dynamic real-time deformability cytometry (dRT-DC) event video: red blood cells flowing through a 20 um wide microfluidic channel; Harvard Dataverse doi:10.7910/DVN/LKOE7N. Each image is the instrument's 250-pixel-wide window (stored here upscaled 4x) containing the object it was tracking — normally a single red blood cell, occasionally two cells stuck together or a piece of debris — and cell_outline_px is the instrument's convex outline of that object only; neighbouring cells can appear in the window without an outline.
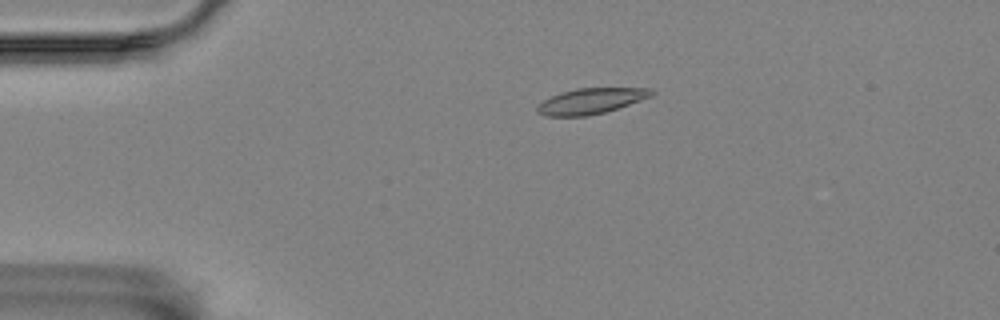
{"species": "Egyptian fruit bat (a non-hibernating species)", "species_latin": "Rousettus aegyptiacus", "temperature_condition": "room temperature", "stored_images_in_passage": 5, "camera_frame_rate_fps": 3000, "um_per_image_px": 0.085, "animal": {"sex": "female"}, "frame": {"image": 1, "passage_image": 4, "time_ms": 3.333, "image_size_px": [1000, 320], "cell_outline_px": [[656, 92], [652, 96], [604, 112], [584, 116], [544, 116], [536, 112], [536, 104], [560, 92], [576, 88], [652, 88]], "centroid_in_image_um": [50.19, 8.58], "position_along_channel_um": 34.8, "area_um2": 17.05}}